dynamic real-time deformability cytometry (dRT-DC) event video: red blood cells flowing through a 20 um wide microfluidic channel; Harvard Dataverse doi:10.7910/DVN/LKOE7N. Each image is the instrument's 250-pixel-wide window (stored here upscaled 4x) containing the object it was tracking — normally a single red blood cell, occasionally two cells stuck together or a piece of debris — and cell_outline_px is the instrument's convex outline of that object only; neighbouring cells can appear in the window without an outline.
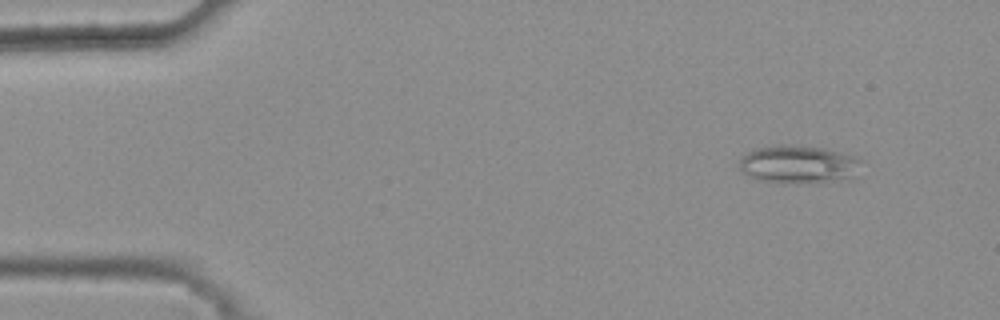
{"species": "common noctule bat (a hibernating species)", "species_latin": "Nyctalus noctula", "temperature_condition": "warm", "stored_images_in_passage": 46, "camera_frame_rate_fps": 3000, "um_per_image_px": 0.085, "animal": {"sex": "female", "body_mass_g": 25.1}, "frame": {"image": 1, "passage_image": 5, "time_ms": 1.333, "image_size_px": [1000, 320], "cell_outline_px": [[868, 164], [852, 180], [760, 180], [748, 176], [740, 172], [740, 156], [756, 148], [780, 144], [788, 144], [824, 148], [860, 156]], "centroid_in_image_um": [68.02, 13.91], "position_along_channel_um": 17.0, "area_um2": 27.05}}
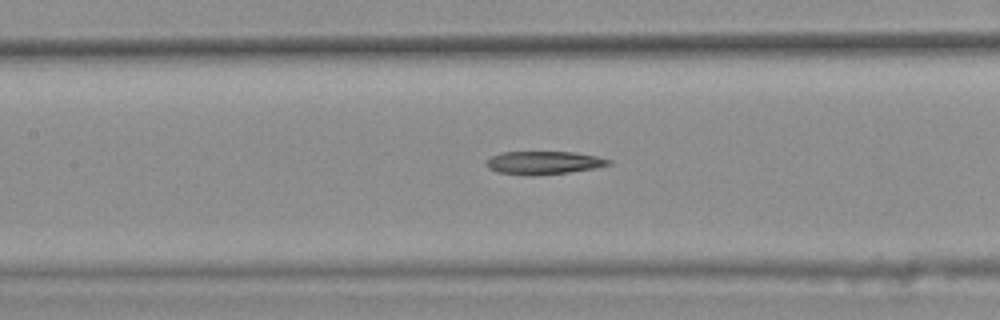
{"frame": {"image": 2, "passage_image": 24, "time_ms": 7.667, "image_size_px": [1000, 320], "cell_outline_px": [[612, 164], [596, 168], [568, 172], [532, 176], [528, 176], [496, 172], [488, 168], [488, 160], [492, 156], [500, 152], [576, 152], [596, 156], [612, 160]], "centroid_in_image_um": [46.24, 13.84], "position_along_channel_um": 161.2, "area_um2": 16.53}}
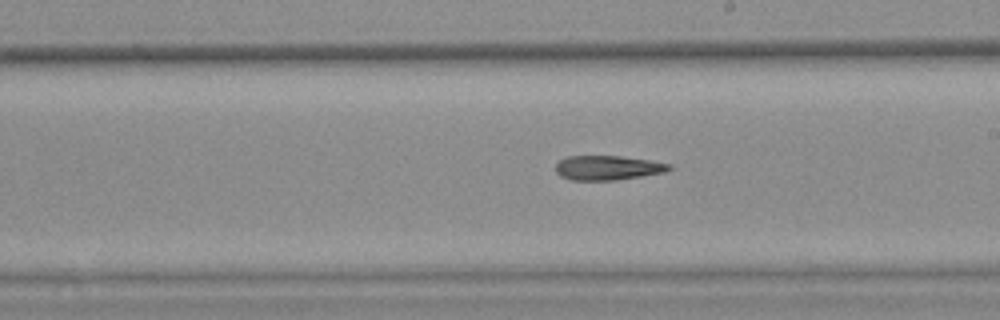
{"frame": {"image": 3, "passage_image": 30, "time_ms": 9.667, "image_size_px": [1000, 320], "cell_outline_px": [[672, 168], [664, 172], [616, 180], [572, 180], [560, 176], [556, 172], [556, 164], [560, 160], [568, 156], [620, 156], [648, 160], [672, 164]], "centroid_in_image_um": [51.64, 14.26], "position_along_channel_um": 237.4, "area_um2": 16.07}}